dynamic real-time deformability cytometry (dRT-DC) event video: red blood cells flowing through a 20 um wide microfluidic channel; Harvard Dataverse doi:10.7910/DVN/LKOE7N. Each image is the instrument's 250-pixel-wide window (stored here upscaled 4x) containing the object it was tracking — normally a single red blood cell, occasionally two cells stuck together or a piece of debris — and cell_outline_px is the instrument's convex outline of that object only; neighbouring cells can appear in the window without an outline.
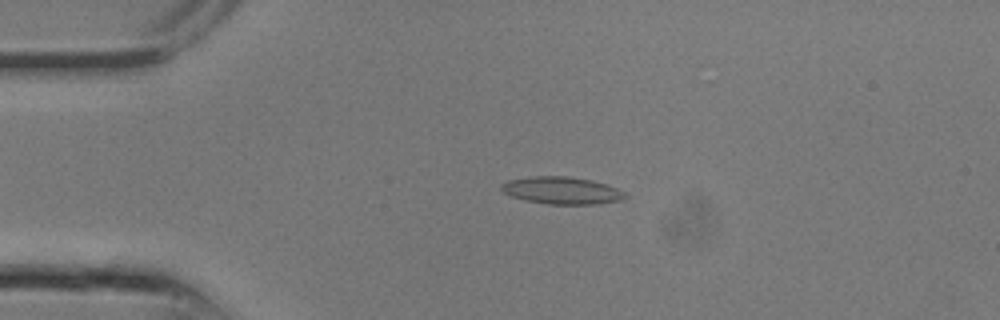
{"species": "common noctule bat (a hibernating species)", "species_latin": "Nyctalus noctula", "temperature_condition": "room temperature", "stored_images_in_passage": 18, "camera_frame_rate_fps": 3000, "um_per_image_px": 0.085, "animal": {"sex": "male", "body_mass_g": 13.3}, "frame": {"image": 1, "passage_image": 6, "time_ms": 1.667, "image_size_px": [1000, 320], "cell_outline_px": [[628, 196], [624, 200], [596, 204], [548, 204], [528, 200], [512, 196], [504, 192], [500, 188], [500, 184], [508, 180], [536, 176], [568, 176], [592, 180], [616, 188], [624, 192]], "centroid_in_image_um": [47.78, 16.19], "position_along_channel_um": 37.2, "area_um2": 19.54}}
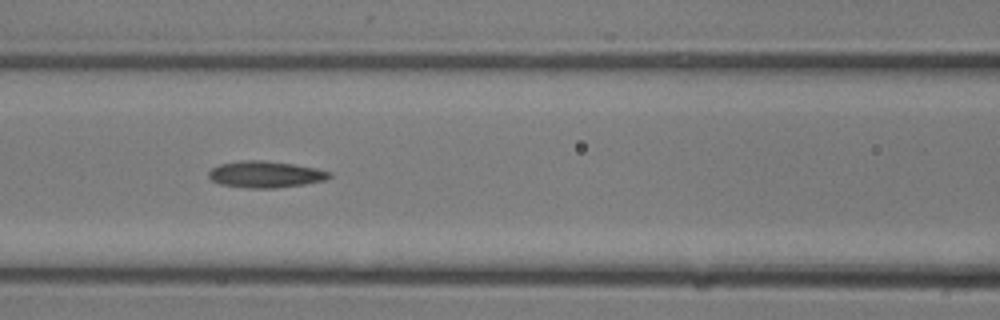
{"frame": {"image": 2, "passage_image": 11, "time_ms": 3.333, "image_size_px": [1000, 320], "cell_outline_px": [[332, 176], [324, 180], [304, 184], [276, 188], [248, 188], [220, 184], [212, 180], [208, 176], [208, 172], [212, 168], [220, 164], [240, 160], [264, 160], [292, 164], [316, 168], [332, 172]], "centroid_in_image_um": [22.56, 14.82], "position_along_channel_um": 144.0, "area_um2": 18.67}}
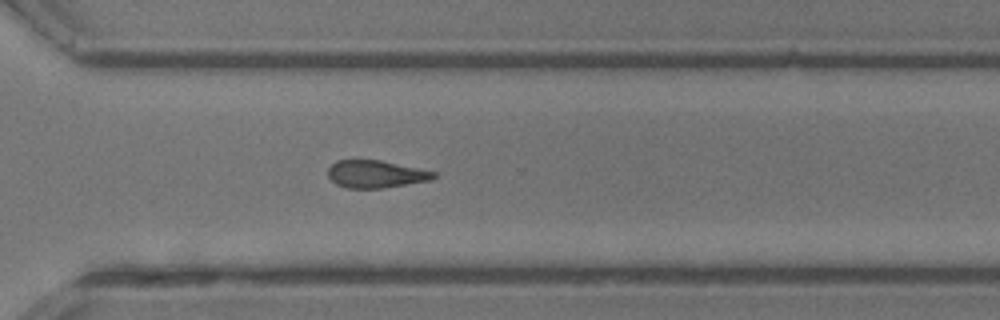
{"frame": {"image": 3, "passage_image": 18, "time_ms": 5.667, "image_size_px": [1000, 320], "cell_outline_px": [[436, 176], [428, 180], [384, 188], [348, 188], [336, 184], [328, 176], [328, 168], [336, 160], [380, 160], [436, 172]], "centroid_in_image_um": [31.9, 14.79], "position_along_channel_um": 338.7, "area_um2": 16.7}}